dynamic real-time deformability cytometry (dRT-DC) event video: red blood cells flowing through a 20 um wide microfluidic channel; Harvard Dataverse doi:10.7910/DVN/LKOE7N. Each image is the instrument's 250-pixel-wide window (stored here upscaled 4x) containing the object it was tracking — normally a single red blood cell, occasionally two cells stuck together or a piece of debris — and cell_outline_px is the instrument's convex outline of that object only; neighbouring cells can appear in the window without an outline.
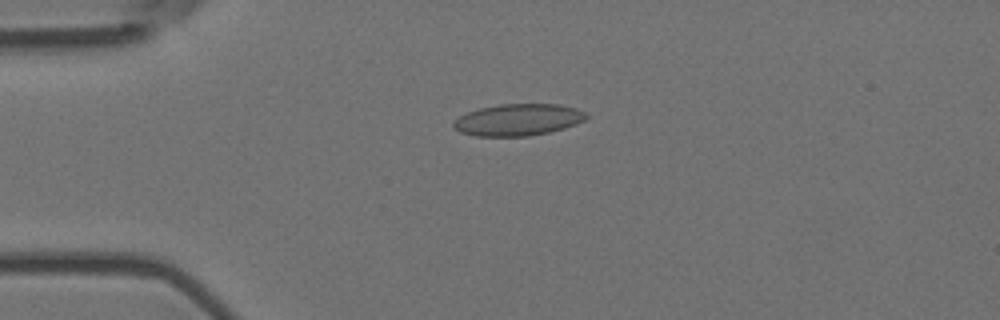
{"species": "Egyptian fruit bat (a non-hibernating species)", "species_latin": "Rousettus aegyptiacus", "temperature_condition": "room temperature", "stored_images_in_passage": 6, "camera_frame_rate_fps": 3000, "um_per_image_px": 0.085, "animal": {"sex": "female"}, "frame": {"image": 1, "passage_image": 4, "time_ms": 1.0, "image_size_px": [1000, 320], "cell_outline_px": [[588, 116], [584, 120], [576, 124], [564, 128], [548, 132], [528, 136], [476, 136], [460, 132], [452, 128], [452, 124], [460, 116], [468, 112], [480, 108], [500, 104], [560, 104], [576, 108], [588, 112]], "centroid_in_image_um": [44.06, 10.18], "position_along_channel_um": 40.9, "area_um2": 24.62}}
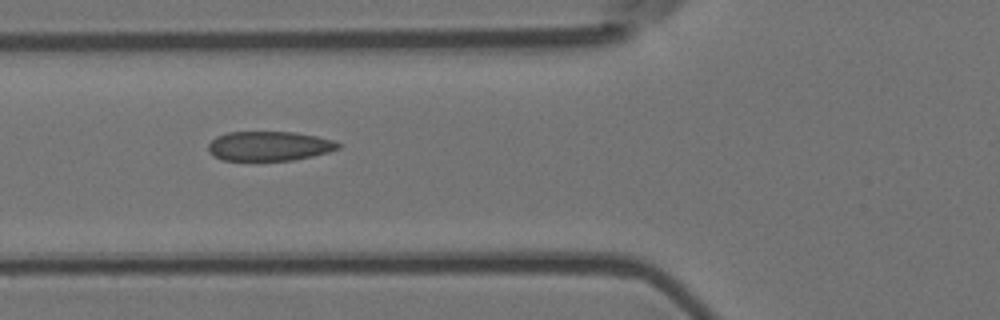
{"frame": {"image": 2, "passage_image": 6, "time_ms": 1.667, "image_size_px": [1000, 320], "cell_outline_px": [[340, 148], [328, 152], [312, 156], [292, 160], [224, 160], [212, 156], [208, 152], [208, 144], [216, 136], [228, 132], [296, 132], [316, 136], [332, 140], [340, 144]], "centroid_in_image_um": [22.85, 12.41], "position_along_channel_um": 103.0, "area_um2": 22.31}}